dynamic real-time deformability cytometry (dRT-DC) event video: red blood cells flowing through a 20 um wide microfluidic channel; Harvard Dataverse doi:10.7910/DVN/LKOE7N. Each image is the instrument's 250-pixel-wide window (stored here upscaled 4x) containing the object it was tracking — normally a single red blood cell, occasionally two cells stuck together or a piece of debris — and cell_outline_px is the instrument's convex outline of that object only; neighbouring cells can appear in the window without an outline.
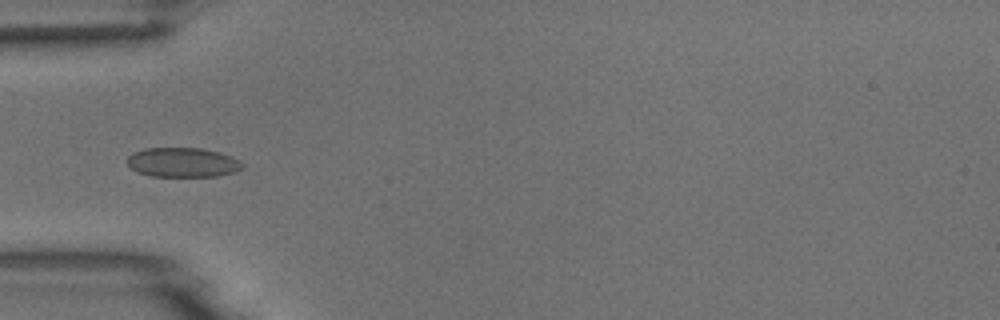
{"species": "common noctule bat (a hibernating species)", "species_latin": "Nyctalus noctula", "temperature_condition": "room temperature", "stored_images_in_passage": 4, "camera_frame_rate_fps": 3000, "um_per_image_px": 0.085, "animal": {"sex": "male", "body_mass_g": 18.8}, "frame": {"image": 1, "passage_image": 4, "time_ms": 3.333, "image_size_px": [1000, 320], "cell_outline_px": [[244, 168], [236, 172], [216, 176], [152, 176], [136, 172], [128, 164], [128, 156], [132, 152], [144, 148], [200, 148], [220, 152], [232, 156], [240, 160], [244, 164]], "centroid_in_image_um": [15.56, 13.8], "position_along_channel_um": 69.4, "area_um2": 20.0}}